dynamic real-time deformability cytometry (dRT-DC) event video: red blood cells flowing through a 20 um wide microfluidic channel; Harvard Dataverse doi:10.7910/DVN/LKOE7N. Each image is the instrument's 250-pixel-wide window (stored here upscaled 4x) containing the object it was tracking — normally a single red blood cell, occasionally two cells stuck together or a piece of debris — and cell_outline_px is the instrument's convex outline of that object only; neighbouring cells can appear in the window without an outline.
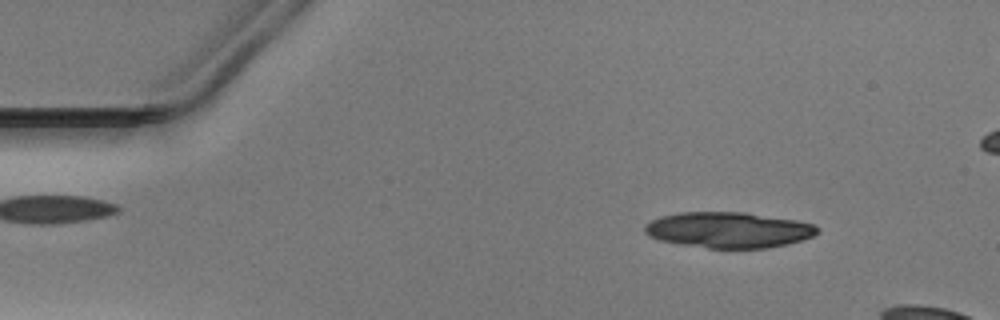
{"species": "Egyptian fruit bat (a non-hibernating species)", "species_latin": "Rousettus aegyptiacus", "temperature_condition": "warm", "stored_images_in_passage": 12, "camera_frame_rate_fps": 3000, "um_per_image_px": 0.085, "animal": {"sex": "male"}, "frame": {"image": 1, "passage_image": 3, "time_ms": 0.667, "image_size_px": [1000, 320], "cell_outline_px": [[820, 232], [812, 236], [788, 244], [768, 248], [708, 248], [680, 244], [660, 240], [648, 236], [644, 232], [644, 224], [660, 216], [680, 212], [744, 212], [796, 220], [816, 224], [820, 228]], "centroid_in_image_um": [61.93, 19.54], "position_along_channel_um": 23.1, "area_um2": 36.18}}